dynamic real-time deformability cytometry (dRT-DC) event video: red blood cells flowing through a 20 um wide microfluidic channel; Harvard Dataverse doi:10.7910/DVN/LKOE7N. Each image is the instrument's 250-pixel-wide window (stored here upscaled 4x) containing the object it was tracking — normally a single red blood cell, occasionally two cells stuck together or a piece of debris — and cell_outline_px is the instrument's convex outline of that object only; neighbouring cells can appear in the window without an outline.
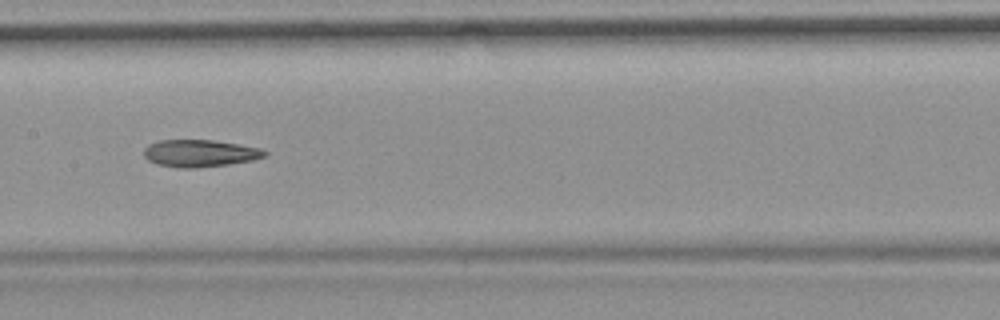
{"species": "common noctule bat (a hibernating species)", "species_latin": "Nyctalus noctula", "temperature_condition": "room temperature", "stored_images_in_passage": 39, "camera_frame_rate_fps": 3000, "um_per_image_px": 0.085, "animal": {"sex": "female", "body_mass_g": 19.9}, "frame": {"image": 1, "passage_image": 12, "time_ms": 3.667, "image_size_px": [1000, 320], "cell_outline_px": [[268, 152], [264, 156], [252, 160], [228, 164], [196, 168], [180, 168], [156, 164], [148, 160], [144, 156], [144, 148], [148, 144], [160, 140], [212, 140], [260, 148]], "centroid_in_image_um": [16.94, 13.03], "position_along_channel_um": 190.5, "area_um2": 19.02}, "authors_computed_cell_mechanics": {"area_um2": 19.5942, "velocity_mm_per_s": 3.7065, "shape_relaxation_time_tau1_ms": null, "shape_relaxation_time_tau2_ms": 7.7672, "deformation_change_tau1": null, "deformation_change_tau2": 0.1979}}